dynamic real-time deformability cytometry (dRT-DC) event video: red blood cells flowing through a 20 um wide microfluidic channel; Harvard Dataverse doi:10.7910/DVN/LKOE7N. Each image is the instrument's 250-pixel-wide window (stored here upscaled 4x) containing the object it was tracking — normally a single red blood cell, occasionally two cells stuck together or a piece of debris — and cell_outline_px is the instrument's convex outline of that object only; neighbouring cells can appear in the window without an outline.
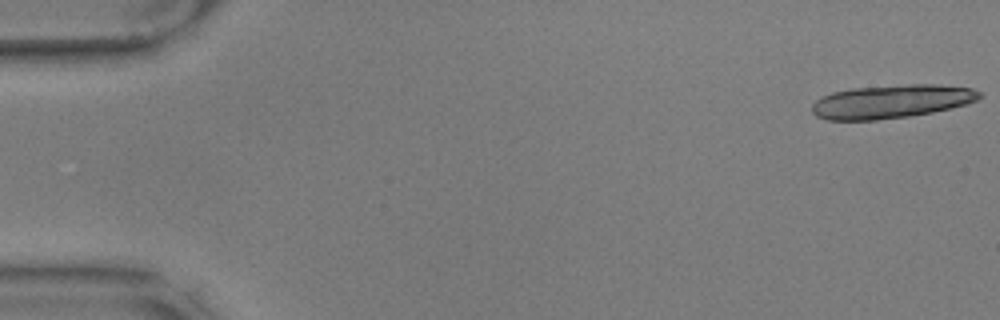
{"species": "common noctule bat (a hibernating species)", "species_latin": "Nyctalus noctula", "temperature_condition": "warm", "stored_images_in_passage": 20, "camera_frame_rate_fps": 3000, "um_per_image_px": 0.085, "animal": {"sex": "male", "body_mass_g": 17.9, "forearm_length_mm": 54.2}, "frame": {"image": 1, "passage_image": 1, "time_ms": 0.0, "image_size_px": [1000, 320], "cell_outline_px": [[984, 96], [968, 104], [932, 112], [908, 116], [876, 120], [828, 120], [816, 116], [812, 112], [812, 104], [816, 100], [832, 92], [852, 88], [908, 84], [940, 84], [972, 88], [980, 92]], "centroid_in_image_um": [75.79, 8.62], "position_along_channel_um": 9.2, "area_um2": 32.77}}